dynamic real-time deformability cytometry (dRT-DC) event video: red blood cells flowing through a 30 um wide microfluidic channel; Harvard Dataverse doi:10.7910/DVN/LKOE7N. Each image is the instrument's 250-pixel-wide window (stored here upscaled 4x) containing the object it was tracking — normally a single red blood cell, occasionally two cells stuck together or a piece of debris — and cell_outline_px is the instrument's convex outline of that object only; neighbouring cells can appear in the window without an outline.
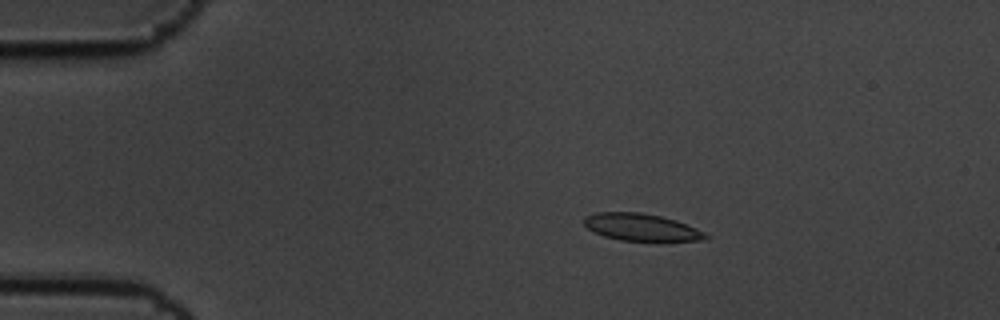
{"species": "common noctule bat (a hibernating species)", "species_latin": "Nyctalus noctula", "temperature_condition": "cold", "stored_images_in_passage": 7, "camera_frame_rate_fps": 3000, "um_per_image_px": 0.085, "animal": {"sex": "male", "body_mass_g": 19.5, "forearm_length_mm": 54.6}, "frame": {"image": 1, "passage_image": 3, "time_ms": 0.667, "image_size_px": [1000, 320], "cell_outline_px": [[712, 236], [708, 240], [620, 240], [604, 236], [588, 228], [584, 224], [584, 216], [596, 212], [640, 212], [660, 216], [676, 220], [696, 228]], "centroid_in_image_um": [54.53, 19.3], "position_along_channel_um": 30.5, "area_um2": 19.07}}
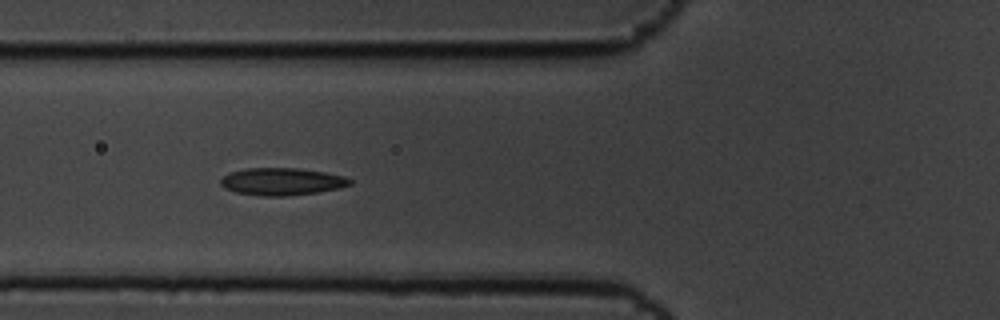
{"frame": {"image": 2, "passage_image": 6, "time_ms": 1.667, "image_size_px": [1000, 320], "cell_outline_px": [[352, 184], [340, 188], [316, 192], [288, 196], [264, 196], [236, 192], [224, 188], [220, 184], [220, 180], [224, 176], [232, 172], [244, 168], [300, 168], [324, 172], [344, 176], [352, 180]], "centroid_in_image_um": [23.97, 15.43], "position_along_channel_um": 101.8, "area_um2": 20.58}}
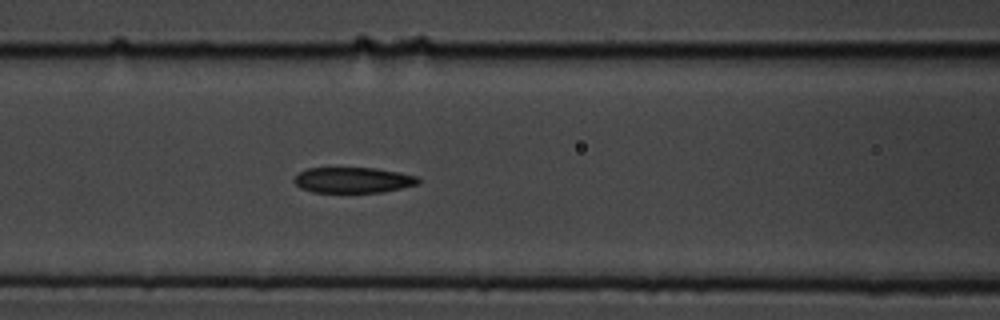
{"frame": {"image": 3, "passage_image": 7, "time_ms": 2.0, "image_size_px": [1000, 320], "cell_outline_px": [[420, 184], [384, 192], [312, 192], [300, 188], [292, 180], [300, 172], [308, 168], [376, 168], [400, 172], [416, 176], [420, 180]], "centroid_in_image_um": [30.03, 15.31], "position_along_channel_um": 136.6, "area_um2": 18.61}}